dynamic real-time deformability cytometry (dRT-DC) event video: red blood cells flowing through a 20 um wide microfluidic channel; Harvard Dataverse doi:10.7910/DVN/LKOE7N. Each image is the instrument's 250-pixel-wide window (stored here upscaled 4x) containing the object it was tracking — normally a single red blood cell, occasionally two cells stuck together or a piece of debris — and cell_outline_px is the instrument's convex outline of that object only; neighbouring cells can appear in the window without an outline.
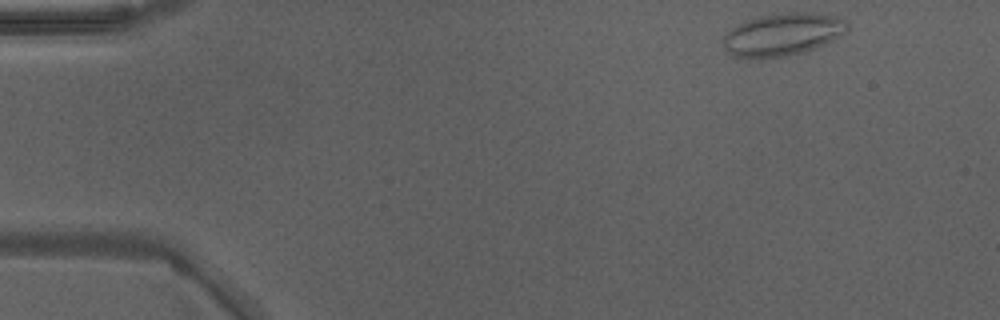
{"species": "Egyptian fruit bat (a non-hibernating species)", "species_latin": "Rousettus aegyptiacus", "temperature_condition": "warm", "stored_images_in_passage": 44, "camera_frame_rate_fps": 3000, "um_per_image_px": 0.085, "animal": {"sex": "male"}, "frame": {"image": 1, "passage_image": 1, "time_ms": 0.0, "image_size_px": [1000, 320], "cell_outline_px": [[848, 28], [844, 32], [832, 40], [804, 52], [784, 56], [744, 60], [732, 56], [724, 48], [720, 40], [732, 28], [748, 20], [760, 16], [792, 12], [812, 12], [832, 16], [848, 20]], "centroid_in_image_um": [66.47, 2.95], "position_along_channel_um": 18.5, "area_um2": 30.81}}
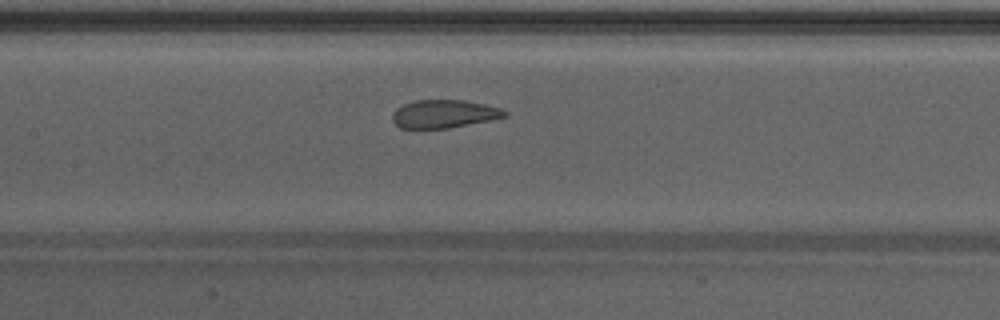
{"frame": {"image": 2, "passage_image": 19, "time_ms": 6.0, "image_size_px": [1000, 320], "cell_outline_px": [[508, 116], [448, 128], [400, 128], [392, 120], [392, 112], [396, 108], [404, 104], [416, 100], [464, 100], [484, 104], [500, 108], [508, 112]], "centroid_in_image_um": [37.72, 9.67], "position_along_channel_um": 169.7, "area_um2": 18.26}}
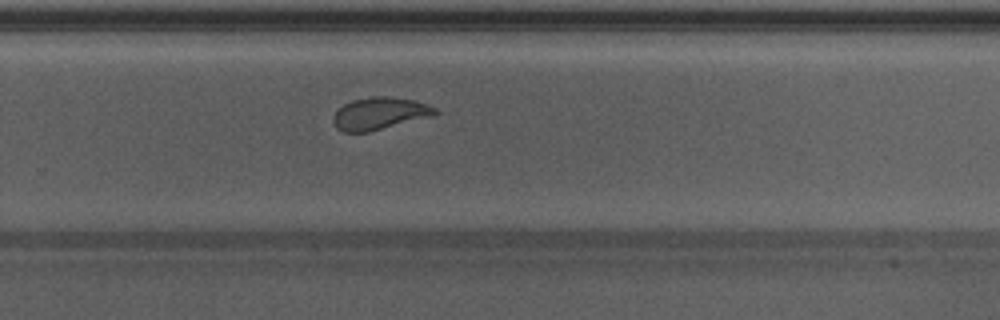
{"frame": {"image": 3, "passage_image": 28, "time_ms": 9.0, "image_size_px": [1000, 320], "cell_outline_px": [[440, 112], [432, 116], [368, 132], [344, 132], [336, 128], [332, 120], [332, 116], [344, 104], [352, 100], [372, 96], [388, 96], [412, 100], [436, 108]], "centroid_in_image_um": [32.24, 9.65], "position_along_channel_um": 297.6, "area_um2": 19.02}, "authors_computed_cell_mechanics": {"area_um2": 20.7213, "velocity_mm_per_s": 4.2839, "shape_relaxation_time_tau1_ms": 7.039, "shape_relaxation_time_tau2_ms": 0.9095, "deformation_change_tau1": 0.1762, "deformation_change_tau2": 0.0625}}